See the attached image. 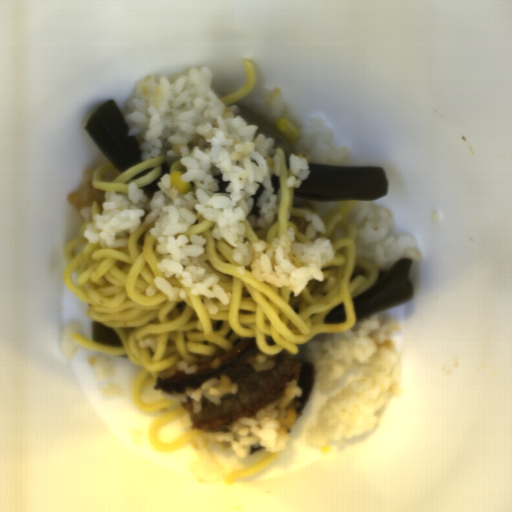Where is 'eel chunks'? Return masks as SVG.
<instances>
[{"label":"eel chunks","mask_w":512,"mask_h":512,"mask_svg":"<svg viewBox=\"0 0 512 512\" xmlns=\"http://www.w3.org/2000/svg\"><path fill=\"white\" fill-rule=\"evenodd\" d=\"M259 353L263 352L259 350L255 337H248L226 353L196 365L197 373L187 374L176 370L169 379H161L159 375L152 387L163 393L184 394L186 388L194 390L211 378L220 381L221 375H227L231 384L237 383L238 392L222 397L220 405L212 404L202 397V409L200 413H194L192 399L180 402L184 413L192 421L191 429L227 432L234 421L253 417L261 408L285 393L286 383L297 380V387L302 389V394L294 399L300 404L296 411V419L299 418L312 395L316 381L313 363L283 352L266 357L274 362L272 368L256 371L252 363L256 362L255 357Z\"/></svg>","instance_id":"4dd315ae"},{"label":"eel chunks","mask_w":512,"mask_h":512,"mask_svg":"<svg viewBox=\"0 0 512 512\" xmlns=\"http://www.w3.org/2000/svg\"><path fill=\"white\" fill-rule=\"evenodd\" d=\"M265 448H266V447H265L264 445H260V446H258V448H252V447H251L250 452H249V455H251V456H252V455H254V454H256V453H259V452H261V451L265 450Z\"/></svg>","instance_id":"57646c5b"}]
</instances>
